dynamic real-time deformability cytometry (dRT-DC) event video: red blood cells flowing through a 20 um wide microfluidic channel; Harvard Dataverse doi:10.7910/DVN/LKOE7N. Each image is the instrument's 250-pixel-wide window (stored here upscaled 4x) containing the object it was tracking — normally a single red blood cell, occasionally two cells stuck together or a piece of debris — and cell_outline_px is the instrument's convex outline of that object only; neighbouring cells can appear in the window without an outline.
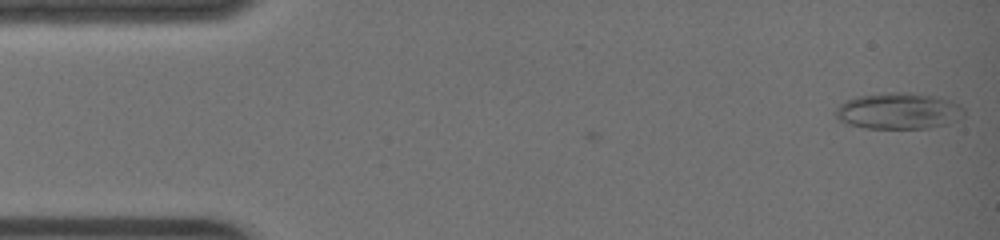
{"species": "common noctule bat (a hibernating species)", "species_latin": "Nyctalus noctula", "temperature_condition": "warm", "stored_images_in_passage": 6, "camera_frame_rate_fps": 3000, "um_per_image_px": 0.085, "animal": {"sex": "female", "body_mass_g": 19.0, "forearm_length_mm": 51.5}, "frame": {"image": 1, "passage_image": 6, "time_ms": 1.667, "image_size_px": [1000, 240], "cell_outline_px": [[964, 116], [948, 124], [928, 128], [864, 128], [848, 124], [840, 120], [836, 116], [836, 108], [840, 104], [856, 96], [884, 92], [912, 92], [936, 96], [952, 100], [960, 104], [964, 108]], "centroid_in_image_um": [76.42, 9.42], "position_along_channel_um": 8.6, "area_um2": 27.46}}